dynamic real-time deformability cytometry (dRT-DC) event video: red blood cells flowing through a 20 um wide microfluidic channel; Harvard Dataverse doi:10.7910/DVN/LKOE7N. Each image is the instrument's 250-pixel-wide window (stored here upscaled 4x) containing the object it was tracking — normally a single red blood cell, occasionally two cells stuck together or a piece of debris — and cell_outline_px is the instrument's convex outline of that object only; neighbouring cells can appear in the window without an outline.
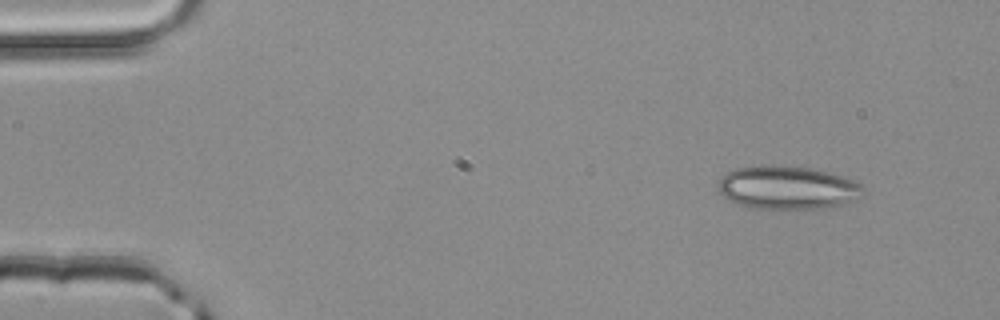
{"species": "common noctule bat (a hibernating species)", "species_latin": "Nyctalus noctula", "temperature_condition": "room temperature", "stored_images_in_passage": 3, "camera_frame_rate_fps": 3000, "um_per_image_px": 0.085, "animal": {"sex": "male", "body_mass_g": 20.4}, "frame": {"image": 1, "passage_image": 1, "time_ms": 0.0, "image_size_px": [1000, 320], "cell_outline_px": [[864, 188], [856, 200], [832, 208], [800, 212], [748, 208], [736, 204], [728, 200], [716, 188], [716, 184], [720, 176], [736, 168], [764, 164], [768, 164], [812, 168], [828, 172], [856, 180], [864, 184]], "centroid_in_image_um": [66.93, 16.0], "position_along_channel_um": 18.1, "area_um2": 38.44}}